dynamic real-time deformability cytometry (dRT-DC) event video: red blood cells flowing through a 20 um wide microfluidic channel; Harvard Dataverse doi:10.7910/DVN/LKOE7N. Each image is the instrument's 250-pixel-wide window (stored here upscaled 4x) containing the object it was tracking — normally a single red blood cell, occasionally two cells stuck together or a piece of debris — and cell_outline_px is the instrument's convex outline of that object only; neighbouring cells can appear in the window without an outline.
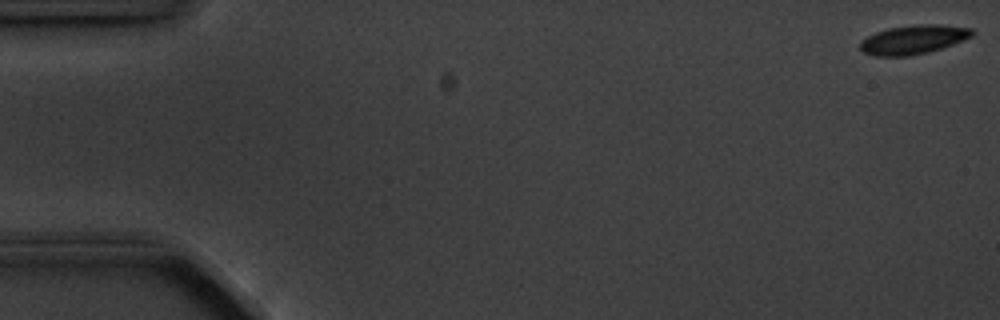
{"species": "common noctule bat (a hibernating species)", "species_latin": "Nyctalus noctula", "temperature_condition": "cold", "stored_images_in_passage": 16, "segment_of_instrument_passage": [1, 2], "camera_frame_rate_fps": 3000, "um_per_image_px": 0.085, "animal": {"sex": "male", "body_mass_g": 20.1, "forearm_length_mm": 53.5}, "frame": {"image": 1, "passage_image": 1, "time_ms": 0.0, "image_size_px": [1000, 320], "cell_outline_px": [[976, 32], [972, 36], [952, 44], [928, 52], [908, 56], [876, 56], [864, 52], [860, 48], [860, 40], [876, 32], [888, 28], [916, 24], [940, 24], [972, 28]], "centroid_in_image_um": [77.64, 3.35], "position_along_channel_um": 7.4, "area_um2": 18.9}}
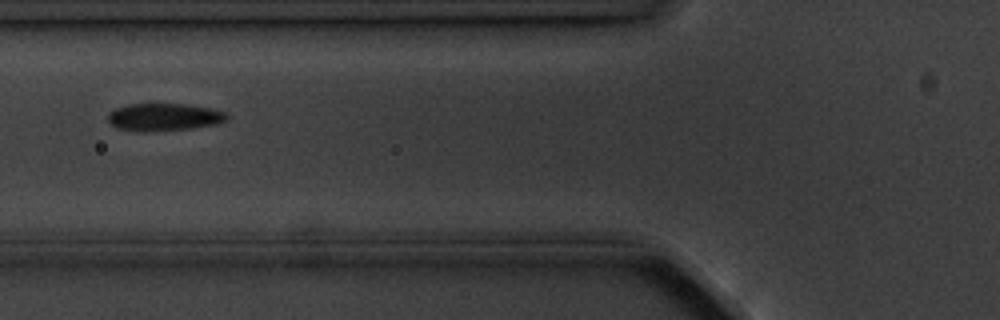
{"frame": {"image": 2, "passage_image": 6, "time_ms": 6.667, "image_size_px": [1000, 320], "cell_outline_px": [[228, 120], [220, 124], [192, 128], [140, 132], [136, 132], [116, 128], [108, 120], [108, 112], [116, 108], [128, 104], [188, 104], [212, 108], [228, 112]], "centroid_in_image_um": [13.98, 9.95], "position_along_channel_um": 111.8, "area_um2": 19.42}}
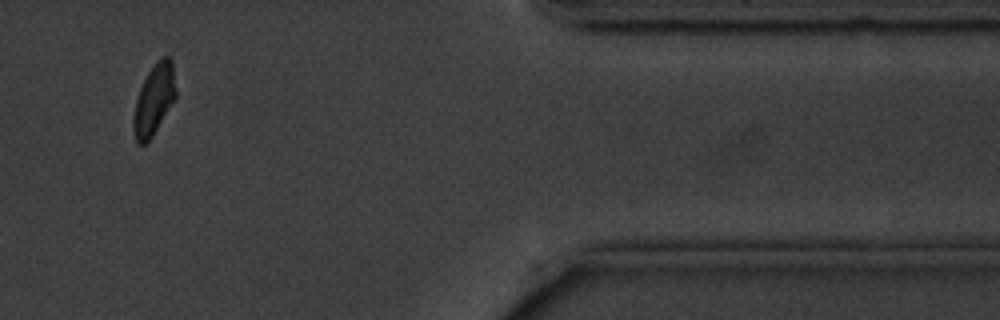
{"frame": {"image": 3, "passage_image": 13, "time_ms": 15.667, "image_size_px": [1000, 320], "cell_outline_px": [[176, 100], [148, 144], [136, 144], [132, 132], [132, 120], [136, 100], [140, 88], [148, 72], [156, 60], [160, 56], [168, 56], [172, 60], [176, 92]], "centroid_in_image_um": [13.09, 8.52], "position_along_channel_um": 398.3, "area_um2": 18.03}}